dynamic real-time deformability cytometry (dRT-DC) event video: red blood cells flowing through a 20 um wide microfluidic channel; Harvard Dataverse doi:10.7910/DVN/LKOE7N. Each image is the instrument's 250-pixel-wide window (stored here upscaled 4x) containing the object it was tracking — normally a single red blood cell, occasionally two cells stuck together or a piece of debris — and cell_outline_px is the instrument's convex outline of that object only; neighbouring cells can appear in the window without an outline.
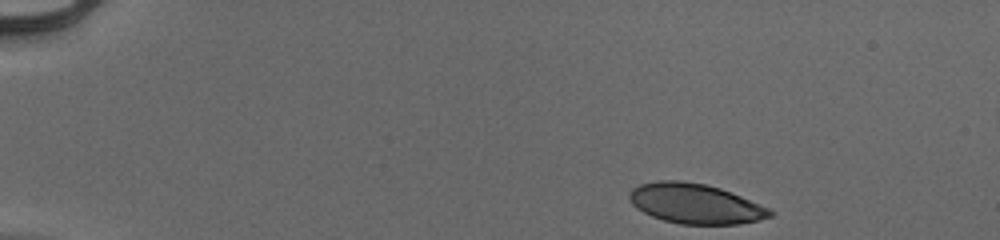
{"species": "human", "species_latin": "Homo sapiens", "temperature_condition": "cold", "stored_images_in_passage": 46, "camera_frame_rate_fps": 3000, "um_per_image_px": 0.085, "donor": {"sex": "male"}, "frame": {"image": 1, "passage_image": 1, "time_ms": 0.0, "image_size_px": [1000, 240], "cell_outline_px": [[776, 212], [772, 216], [740, 224], [680, 224], [664, 220], [652, 216], [636, 208], [632, 204], [628, 196], [632, 188], [640, 184], [656, 180], [680, 180], [704, 184], [720, 188], [740, 196], [768, 208]], "centroid_in_image_um": [59.07, 17.3], "position_along_channel_um": 25.9, "area_um2": 32.6}}
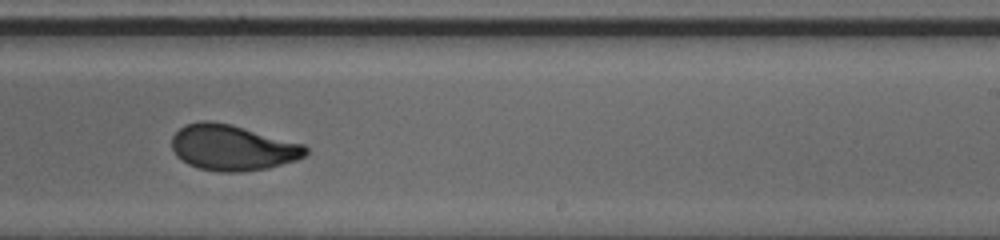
{"frame": {"image": 2, "passage_image": 28, "time_ms": 9.0, "image_size_px": [1000, 240], "cell_outline_px": [[308, 152], [304, 156], [296, 160], [268, 168], [240, 172], [220, 172], [200, 168], [188, 164], [176, 156], [172, 148], [172, 136], [184, 124], [200, 120], [212, 120], [232, 124], [304, 144], [308, 148]], "centroid_in_image_um": [19.75, 12.53], "position_along_channel_um": 269.2, "area_um2": 35.89}}
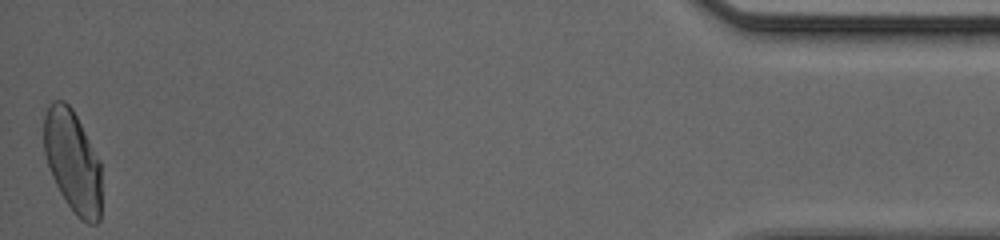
{"frame": {"image": 3, "passage_image": 46, "time_ms": 15.0, "image_size_px": [1000, 240], "cell_outline_px": [[100, 220], [96, 224], [88, 224], [80, 220], [76, 216], [60, 192], [52, 176], [44, 152], [44, 116], [52, 100], [64, 100], [72, 108], [100, 160]], "centroid_in_image_um": [6.18, 13.73], "position_along_channel_um": 429.0, "area_um2": 34.16}, "authors_computed_cell_mechanics": {"area_um2": 35.3736, "velocity_mm_per_s": 3.9679, "shape_relaxation_time_tau1_ms": 3.8984, "shape_relaxation_time_tau2_ms": 0.8021, "deformation_change_tau1": 0.1675, "deformation_change_tau2": 0.0591}}